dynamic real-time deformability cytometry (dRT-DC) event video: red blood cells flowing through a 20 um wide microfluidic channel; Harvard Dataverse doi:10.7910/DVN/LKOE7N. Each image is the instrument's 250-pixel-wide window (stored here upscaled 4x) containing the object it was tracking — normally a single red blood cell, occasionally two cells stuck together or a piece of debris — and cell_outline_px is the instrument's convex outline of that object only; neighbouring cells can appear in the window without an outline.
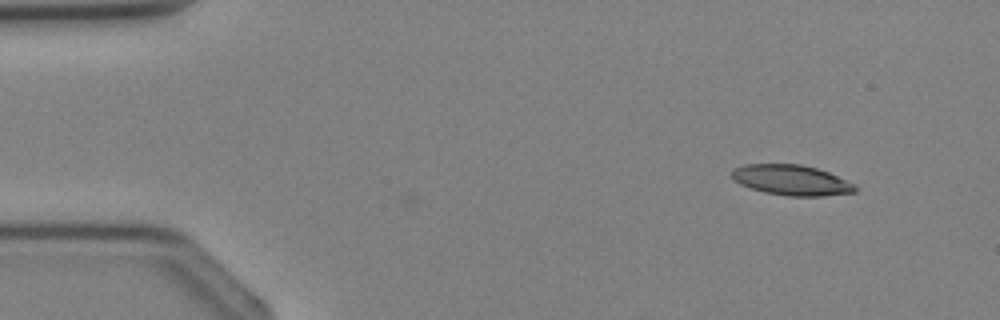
{"species": "Egyptian fruit bat (a non-hibernating species)", "species_latin": "Rousettus aegyptiacus", "temperature_condition": "cold", "stored_images_in_passage": 2, "camera_frame_rate_fps": 3000, "um_per_image_px": 0.085, "animal": {"sex": "female"}, "frame": {"image": 1, "passage_image": 2, "time_ms": 1.0, "image_size_px": [1000, 320], "cell_outline_px": [[856, 192], [824, 196], [788, 196], [764, 192], [740, 184], [732, 180], [732, 172], [736, 168], [744, 164], [800, 164], [816, 168], [828, 172], [852, 184], [856, 188]], "centroid_in_image_um": [67.24, 15.31], "position_along_channel_um": 17.8, "area_um2": 21.56}}